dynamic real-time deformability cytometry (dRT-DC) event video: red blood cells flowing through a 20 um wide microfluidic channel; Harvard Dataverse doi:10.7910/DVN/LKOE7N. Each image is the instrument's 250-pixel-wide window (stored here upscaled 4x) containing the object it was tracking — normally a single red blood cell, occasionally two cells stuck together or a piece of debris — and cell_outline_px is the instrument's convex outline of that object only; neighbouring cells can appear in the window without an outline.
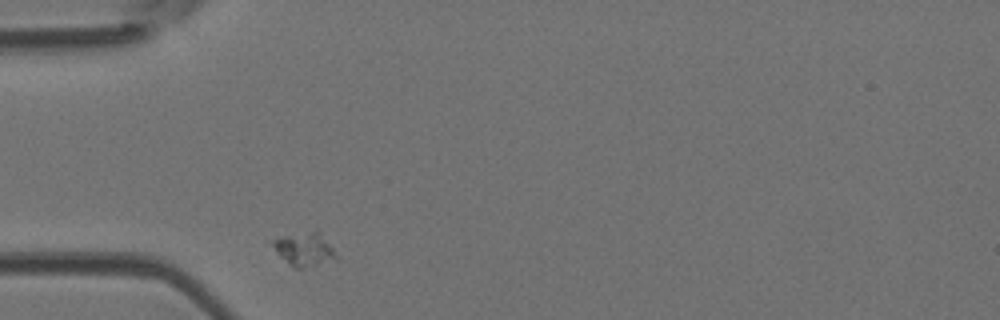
{"species": "Egyptian fruit bat (a non-hibernating species)", "species_latin": "Rousettus aegyptiacus", "temperature_condition": "room temperature", "stored_images_in_passage": 1, "camera_frame_rate_fps": 3000, "um_per_image_px": 0.085, "animal": {"sex": "female"}, "frame": {"image": 1, "passage_image": 1, "time_ms": 0.0, "image_size_px": [1000, 320], "cell_outline_px": [[340, 260], [304, 268], [296, 268], [288, 264], [276, 252], [272, 244], [272, 240], [312, 232], [320, 232], [332, 248]], "centroid_in_image_um": [25.93, 21.26], "position_along_channel_um": 59.1, "area_um2": 11.96}}